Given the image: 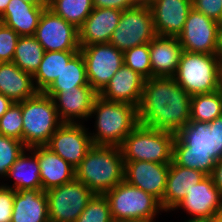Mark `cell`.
<instances>
[{
  "instance_id": "52a82bcc",
  "label": "cell",
  "mask_w": 222,
  "mask_h": 222,
  "mask_svg": "<svg viewBox=\"0 0 222 222\" xmlns=\"http://www.w3.org/2000/svg\"><path fill=\"white\" fill-rule=\"evenodd\" d=\"M104 196L109 202L112 220L159 222L156 218H160L159 215L162 217V213H165L155 197L125 180Z\"/></svg>"
},
{
  "instance_id": "f6af8a7d",
  "label": "cell",
  "mask_w": 222,
  "mask_h": 222,
  "mask_svg": "<svg viewBox=\"0 0 222 222\" xmlns=\"http://www.w3.org/2000/svg\"><path fill=\"white\" fill-rule=\"evenodd\" d=\"M183 217H184V219L182 221ZM183 217H181V222H211V220H207V219L186 218L185 215ZM170 222H173V221H170ZM176 222H178V221H176Z\"/></svg>"
},
{
  "instance_id": "d6a6232c",
  "label": "cell",
  "mask_w": 222,
  "mask_h": 222,
  "mask_svg": "<svg viewBox=\"0 0 222 222\" xmlns=\"http://www.w3.org/2000/svg\"><path fill=\"white\" fill-rule=\"evenodd\" d=\"M123 62L145 79L152 78L149 43L124 51Z\"/></svg>"
},
{
  "instance_id": "74e56055",
  "label": "cell",
  "mask_w": 222,
  "mask_h": 222,
  "mask_svg": "<svg viewBox=\"0 0 222 222\" xmlns=\"http://www.w3.org/2000/svg\"><path fill=\"white\" fill-rule=\"evenodd\" d=\"M192 7L208 18L222 22V0H192Z\"/></svg>"
},
{
  "instance_id": "bcb514c9",
  "label": "cell",
  "mask_w": 222,
  "mask_h": 222,
  "mask_svg": "<svg viewBox=\"0 0 222 222\" xmlns=\"http://www.w3.org/2000/svg\"><path fill=\"white\" fill-rule=\"evenodd\" d=\"M11 0H0V16L5 12Z\"/></svg>"
},
{
  "instance_id": "d6986e66",
  "label": "cell",
  "mask_w": 222,
  "mask_h": 222,
  "mask_svg": "<svg viewBox=\"0 0 222 222\" xmlns=\"http://www.w3.org/2000/svg\"><path fill=\"white\" fill-rule=\"evenodd\" d=\"M145 80L139 73L123 64L99 96L106 101L129 103L138 108Z\"/></svg>"
},
{
  "instance_id": "ee69618b",
  "label": "cell",
  "mask_w": 222,
  "mask_h": 222,
  "mask_svg": "<svg viewBox=\"0 0 222 222\" xmlns=\"http://www.w3.org/2000/svg\"><path fill=\"white\" fill-rule=\"evenodd\" d=\"M216 56L218 57V59L220 60L221 65H222V22L219 24V27H218Z\"/></svg>"
},
{
  "instance_id": "ab89813d",
  "label": "cell",
  "mask_w": 222,
  "mask_h": 222,
  "mask_svg": "<svg viewBox=\"0 0 222 222\" xmlns=\"http://www.w3.org/2000/svg\"><path fill=\"white\" fill-rule=\"evenodd\" d=\"M94 8H115L125 10L137 4H141V0H92Z\"/></svg>"
},
{
  "instance_id": "2e32d148",
  "label": "cell",
  "mask_w": 222,
  "mask_h": 222,
  "mask_svg": "<svg viewBox=\"0 0 222 222\" xmlns=\"http://www.w3.org/2000/svg\"><path fill=\"white\" fill-rule=\"evenodd\" d=\"M46 95L53 99L58 116L63 123L83 124L89 121L94 101L99 96L91 86L63 89L58 94Z\"/></svg>"
},
{
  "instance_id": "681fc988",
  "label": "cell",
  "mask_w": 222,
  "mask_h": 222,
  "mask_svg": "<svg viewBox=\"0 0 222 222\" xmlns=\"http://www.w3.org/2000/svg\"><path fill=\"white\" fill-rule=\"evenodd\" d=\"M156 1L158 0H141V4H145L149 7L151 4H153Z\"/></svg>"
},
{
  "instance_id": "ac0fdd59",
  "label": "cell",
  "mask_w": 222,
  "mask_h": 222,
  "mask_svg": "<svg viewBox=\"0 0 222 222\" xmlns=\"http://www.w3.org/2000/svg\"><path fill=\"white\" fill-rule=\"evenodd\" d=\"M157 35L178 37L183 31L192 0H158L150 6Z\"/></svg>"
},
{
  "instance_id": "ba28073f",
  "label": "cell",
  "mask_w": 222,
  "mask_h": 222,
  "mask_svg": "<svg viewBox=\"0 0 222 222\" xmlns=\"http://www.w3.org/2000/svg\"><path fill=\"white\" fill-rule=\"evenodd\" d=\"M175 134L138 125L120 146L124 161L171 163Z\"/></svg>"
},
{
  "instance_id": "7c38bea8",
  "label": "cell",
  "mask_w": 222,
  "mask_h": 222,
  "mask_svg": "<svg viewBox=\"0 0 222 222\" xmlns=\"http://www.w3.org/2000/svg\"><path fill=\"white\" fill-rule=\"evenodd\" d=\"M35 38L47 51H80L79 30L48 7L43 11Z\"/></svg>"
},
{
  "instance_id": "3957f363",
  "label": "cell",
  "mask_w": 222,
  "mask_h": 222,
  "mask_svg": "<svg viewBox=\"0 0 222 222\" xmlns=\"http://www.w3.org/2000/svg\"><path fill=\"white\" fill-rule=\"evenodd\" d=\"M89 121L94 123V128L89 130L91 141L97 146L120 147L139 125L137 107L129 103L106 101L100 96L94 101Z\"/></svg>"
},
{
  "instance_id": "277c9868",
  "label": "cell",
  "mask_w": 222,
  "mask_h": 222,
  "mask_svg": "<svg viewBox=\"0 0 222 222\" xmlns=\"http://www.w3.org/2000/svg\"><path fill=\"white\" fill-rule=\"evenodd\" d=\"M124 170L120 147L93 145L75 168V178L94 194L104 195L124 181Z\"/></svg>"
},
{
  "instance_id": "7bdbcfd3",
  "label": "cell",
  "mask_w": 222,
  "mask_h": 222,
  "mask_svg": "<svg viewBox=\"0 0 222 222\" xmlns=\"http://www.w3.org/2000/svg\"><path fill=\"white\" fill-rule=\"evenodd\" d=\"M14 102L5 95L0 94V118L12 106Z\"/></svg>"
},
{
  "instance_id": "60d3db41",
  "label": "cell",
  "mask_w": 222,
  "mask_h": 222,
  "mask_svg": "<svg viewBox=\"0 0 222 222\" xmlns=\"http://www.w3.org/2000/svg\"><path fill=\"white\" fill-rule=\"evenodd\" d=\"M210 130L213 131L217 140L218 161L222 159V116L215 118L210 122Z\"/></svg>"
},
{
  "instance_id": "f35d334b",
  "label": "cell",
  "mask_w": 222,
  "mask_h": 222,
  "mask_svg": "<svg viewBox=\"0 0 222 222\" xmlns=\"http://www.w3.org/2000/svg\"><path fill=\"white\" fill-rule=\"evenodd\" d=\"M15 191L0 184V222H11Z\"/></svg>"
},
{
  "instance_id": "484cf974",
  "label": "cell",
  "mask_w": 222,
  "mask_h": 222,
  "mask_svg": "<svg viewBox=\"0 0 222 222\" xmlns=\"http://www.w3.org/2000/svg\"><path fill=\"white\" fill-rule=\"evenodd\" d=\"M11 222H50L45 191H15Z\"/></svg>"
},
{
  "instance_id": "44dd1931",
  "label": "cell",
  "mask_w": 222,
  "mask_h": 222,
  "mask_svg": "<svg viewBox=\"0 0 222 222\" xmlns=\"http://www.w3.org/2000/svg\"><path fill=\"white\" fill-rule=\"evenodd\" d=\"M206 176L199 170L179 166L172 160L169 164L166 188L162 199L164 212L173 215V209L184 199L188 190Z\"/></svg>"
},
{
  "instance_id": "c3c4849f",
  "label": "cell",
  "mask_w": 222,
  "mask_h": 222,
  "mask_svg": "<svg viewBox=\"0 0 222 222\" xmlns=\"http://www.w3.org/2000/svg\"><path fill=\"white\" fill-rule=\"evenodd\" d=\"M27 3H47V0H22Z\"/></svg>"
},
{
  "instance_id": "4316f807",
  "label": "cell",
  "mask_w": 222,
  "mask_h": 222,
  "mask_svg": "<svg viewBox=\"0 0 222 222\" xmlns=\"http://www.w3.org/2000/svg\"><path fill=\"white\" fill-rule=\"evenodd\" d=\"M37 93L33 75L24 72L13 62L0 63V94L18 103Z\"/></svg>"
},
{
  "instance_id": "7a4b0ae2",
  "label": "cell",
  "mask_w": 222,
  "mask_h": 222,
  "mask_svg": "<svg viewBox=\"0 0 222 222\" xmlns=\"http://www.w3.org/2000/svg\"><path fill=\"white\" fill-rule=\"evenodd\" d=\"M172 160L179 166L211 175L218 161V149L210 122L189 121L175 135Z\"/></svg>"
},
{
  "instance_id": "ffe728a7",
  "label": "cell",
  "mask_w": 222,
  "mask_h": 222,
  "mask_svg": "<svg viewBox=\"0 0 222 222\" xmlns=\"http://www.w3.org/2000/svg\"><path fill=\"white\" fill-rule=\"evenodd\" d=\"M122 11L115 8H94L79 30L80 48L109 43L119 24Z\"/></svg>"
},
{
  "instance_id": "5bb4252c",
  "label": "cell",
  "mask_w": 222,
  "mask_h": 222,
  "mask_svg": "<svg viewBox=\"0 0 222 222\" xmlns=\"http://www.w3.org/2000/svg\"><path fill=\"white\" fill-rule=\"evenodd\" d=\"M219 24L192 8L177 37L182 49L191 53L216 54Z\"/></svg>"
},
{
  "instance_id": "d590c367",
  "label": "cell",
  "mask_w": 222,
  "mask_h": 222,
  "mask_svg": "<svg viewBox=\"0 0 222 222\" xmlns=\"http://www.w3.org/2000/svg\"><path fill=\"white\" fill-rule=\"evenodd\" d=\"M22 120L21 102H14L0 118V135L22 141Z\"/></svg>"
},
{
  "instance_id": "83f0119b",
  "label": "cell",
  "mask_w": 222,
  "mask_h": 222,
  "mask_svg": "<svg viewBox=\"0 0 222 222\" xmlns=\"http://www.w3.org/2000/svg\"><path fill=\"white\" fill-rule=\"evenodd\" d=\"M78 51H47L33 80L38 92H45L60 75L64 66Z\"/></svg>"
},
{
  "instance_id": "1f68e13d",
  "label": "cell",
  "mask_w": 222,
  "mask_h": 222,
  "mask_svg": "<svg viewBox=\"0 0 222 222\" xmlns=\"http://www.w3.org/2000/svg\"><path fill=\"white\" fill-rule=\"evenodd\" d=\"M47 6L77 29L94 9L92 0H47Z\"/></svg>"
},
{
  "instance_id": "f907efd6",
  "label": "cell",
  "mask_w": 222,
  "mask_h": 222,
  "mask_svg": "<svg viewBox=\"0 0 222 222\" xmlns=\"http://www.w3.org/2000/svg\"><path fill=\"white\" fill-rule=\"evenodd\" d=\"M112 222H141V221L124 219V220H112Z\"/></svg>"
},
{
  "instance_id": "9a60e30c",
  "label": "cell",
  "mask_w": 222,
  "mask_h": 222,
  "mask_svg": "<svg viewBox=\"0 0 222 222\" xmlns=\"http://www.w3.org/2000/svg\"><path fill=\"white\" fill-rule=\"evenodd\" d=\"M186 214L187 218L212 220L222 211V195L207 175L199 183L188 190L184 199L173 209V212Z\"/></svg>"
},
{
  "instance_id": "d4e9b609",
  "label": "cell",
  "mask_w": 222,
  "mask_h": 222,
  "mask_svg": "<svg viewBox=\"0 0 222 222\" xmlns=\"http://www.w3.org/2000/svg\"><path fill=\"white\" fill-rule=\"evenodd\" d=\"M0 184L14 191L42 189L37 156L27 148L11 166L7 176Z\"/></svg>"
},
{
  "instance_id": "5b68a950",
  "label": "cell",
  "mask_w": 222,
  "mask_h": 222,
  "mask_svg": "<svg viewBox=\"0 0 222 222\" xmlns=\"http://www.w3.org/2000/svg\"><path fill=\"white\" fill-rule=\"evenodd\" d=\"M174 79L191 96L211 93L222 88V65L216 54L183 50Z\"/></svg>"
},
{
  "instance_id": "4fadbf2b",
  "label": "cell",
  "mask_w": 222,
  "mask_h": 222,
  "mask_svg": "<svg viewBox=\"0 0 222 222\" xmlns=\"http://www.w3.org/2000/svg\"><path fill=\"white\" fill-rule=\"evenodd\" d=\"M88 124L63 123L45 145L76 168L93 146Z\"/></svg>"
},
{
  "instance_id": "8fae6325",
  "label": "cell",
  "mask_w": 222,
  "mask_h": 222,
  "mask_svg": "<svg viewBox=\"0 0 222 222\" xmlns=\"http://www.w3.org/2000/svg\"><path fill=\"white\" fill-rule=\"evenodd\" d=\"M86 66L88 84L99 94L124 64L123 52L110 43L80 48Z\"/></svg>"
},
{
  "instance_id": "836d02e7",
  "label": "cell",
  "mask_w": 222,
  "mask_h": 222,
  "mask_svg": "<svg viewBox=\"0 0 222 222\" xmlns=\"http://www.w3.org/2000/svg\"><path fill=\"white\" fill-rule=\"evenodd\" d=\"M26 149L22 141L0 135V182Z\"/></svg>"
},
{
  "instance_id": "f1b7e54d",
  "label": "cell",
  "mask_w": 222,
  "mask_h": 222,
  "mask_svg": "<svg viewBox=\"0 0 222 222\" xmlns=\"http://www.w3.org/2000/svg\"><path fill=\"white\" fill-rule=\"evenodd\" d=\"M80 86L90 85L87 80L85 61L82 53L78 51L44 93L58 94L63 89H74V87Z\"/></svg>"
},
{
  "instance_id": "cb8c5ba5",
  "label": "cell",
  "mask_w": 222,
  "mask_h": 222,
  "mask_svg": "<svg viewBox=\"0 0 222 222\" xmlns=\"http://www.w3.org/2000/svg\"><path fill=\"white\" fill-rule=\"evenodd\" d=\"M47 3H27L22 0H11L0 16V22L12 28L20 36L35 35Z\"/></svg>"
},
{
  "instance_id": "b9f144b4",
  "label": "cell",
  "mask_w": 222,
  "mask_h": 222,
  "mask_svg": "<svg viewBox=\"0 0 222 222\" xmlns=\"http://www.w3.org/2000/svg\"><path fill=\"white\" fill-rule=\"evenodd\" d=\"M213 179V183L219 189L222 195V159L216 162L214 169L210 175Z\"/></svg>"
},
{
  "instance_id": "7402d4cb",
  "label": "cell",
  "mask_w": 222,
  "mask_h": 222,
  "mask_svg": "<svg viewBox=\"0 0 222 222\" xmlns=\"http://www.w3.org/2000/svg\"><path fill=\"white\" fill-rule=\"evenodd\" d=\"M153 77H174L183 52L177 37L157 35L149 43Z\"/></svg>"
},
{
  "instance_id": "4dcf8cb0",
  "label": "cell",
  "mask_w": 222,
  "mask_h": 222,
  "mask_svg": "<svg viewBox=\"0 0 222 222\" xmlns=\"http://www.w3.org/2000/svg\"><path fill=\"white\" fill-rule=\"evenodd\" d=\"M222 116V88L191 96L190 121L212 122Z\"/></svg>"
},
{
  "instance_id": "f546056e",
  "label": "cell",
  "mask_w": 222,
  "mask_h": 222,
  "mask_svg": "<svg viewBox=\"0 0 222 222\" xmlns=\"http://www.w3.org/2000/svg\"><path fill=\"white\" fill-rule=\"evenodd\" d=\"M45 50L34 35L20 36L13 56V63L24 72L34 75L43 59Z\"/></svg>"
},
{
  "instance_id": "8992f818",
  "label": "cell",
  "mask_w": 222,
  "mask_h": 222,
  "mask_svg": "<svg viewBox=\"0 0 222 222\" xmlns=\"http://www.w3.org/2000/svg\"><path fill=\"white\" fill-rule=\"evenodd\" d=\"M22 142L27 148L44 146L63 124L53 99L44 92L21 102Z\"/></svg>"
},
{
  "instance_id": "6da1fadb",
  "label": "cell",
  "mask_w": 222,
  "mask_h": 222,
  "mask_svg": "<svg viewBox=\"0 0 222 222\" xmlns=\"http://www.w3.org/2000/svg\"><path fill=\"white\" fill-rule=\"evenodd\" d=\"M191 95L174 77L146 79L138 121L142 126L177 134L190 121Z\"/></svg>"
},
{
  "instance_id": "7dc6e473",
  "label": "cell",
  "mask_w": 222,
  "mask_h": 222,
  "mask_svg": "<svg viewBox=\"0 0 222 222\" xmlns=\"http://www.w3.org/2000/svg\"><path fill=\"white\" fill-rule=\"evenodd\" d=\"M211 222H222V211L219 212L212 220Z\"/></svg>"
},
{
  "instance_id": "603a6c76",
  "label": "cell",
  "mask_w": 222,
  "mask_h": 222,
  "mask_svg": "<svg viewBox=\"0 0 222 222\" xmlns=\"http://www.w3.org/2000/svg\"><path fill=\"white\" fill-rule=\"evenodd\" d=\"M29 149L37 156L43 191L61 186L75 178V168L45 145Z\"/></svg>"
},
{
  "instance_id": "9c48e42d",
  "label": "cell",
  "mask_w": 222,
  "mask_h": 222,
  "mask_svg": "<svg viewBox=\"0 0 222 222\" xmlns=\"http://www.w3.org/2000/svg\"><path fill=\"white\" fill-rule=\"evenodd\" d=\"M157 36L150 7L137 4L122 11L109 43L124 52L150 43Z\"/></svg>"
},
{
  "instance_id": "8d00e7d4",
  "label": "cell",
  "mask_w": 222,
  "mask_h": 222,
  "mask_svg": "<svg viewBox=\"0 0 222 222\" xmlns=\"http://www.w3.org/2000/svg\"><path fill=\"white\" fill-rule=\"evenodd\" d=\"M20 35L0 22V62H12Z\"/></svg>"
},
{
  "instance_id": "30bf717a",
  "label": "cell",
  "mask_w": 222,
  "mask_h": 222,
  "mask_svg": "<svg viewBox=\"0 0 222 222\" xmlns=\"http://www.w3.org/2000/svg\"><path fill=\"white\" fill-rule=\"evenodd\" d=\"M45 193L50 222H76L95 195L76 178L61 186L48 189Z\"/></svg>"
},
{
  "instance_id": "e575fe53",
  "label": "cell",
  "mask_w": 222,
  "mask_h": 222,
  "mask_svg": "<svg viewBox=\"0 0 222 222\" xmlns=\"http://www.w3.org/2000/svg\"><path fill=\"white\" fill-rule=\"evenodd\" d=\"M76 222H112L107 198L104 195L95 194Z\"/></svg>"
},
{
  "instance_id": "e0dca14e",
  "label": "cell",
  "mask_w": 222,
  "mask_h": 222,
  "mask_svg": "<svg viewBox=\"0 0 222 222\" xmlns=\"http://www.w3.org/2000/svg\"><path fill=\"white\" fill-rule=\"evenodd\" d=\"M124 180L155 197L161 204L170 163L124 161Z\"/></svg>"
}]
</instances>
